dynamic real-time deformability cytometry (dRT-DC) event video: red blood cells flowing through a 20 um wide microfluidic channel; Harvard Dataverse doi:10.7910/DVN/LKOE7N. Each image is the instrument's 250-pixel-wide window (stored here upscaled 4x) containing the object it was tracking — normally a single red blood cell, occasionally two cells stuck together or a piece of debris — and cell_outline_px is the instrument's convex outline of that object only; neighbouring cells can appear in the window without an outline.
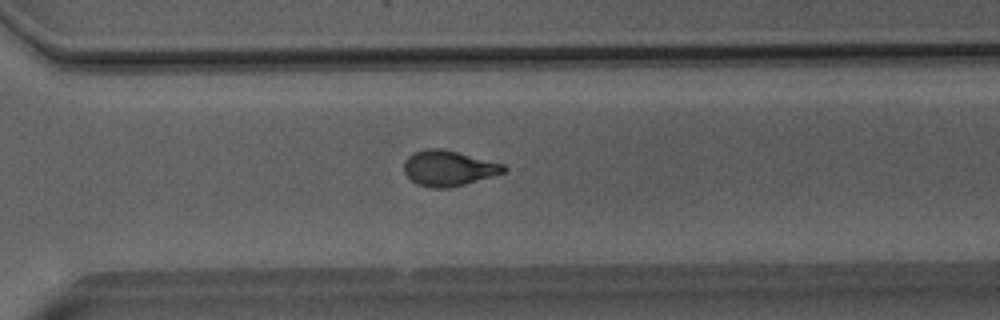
{"species": "Egyptian fruit bat (a non-hibernating species)", "species_latin": "Rousettus aegyptiacus", "temperature_condition": "room temperature", "stored_images_in_passage": 45, "camera_frame_rate_fps": 3000, "um_per_image_px": 0.085, "animal": {"sex": "male"}, "frame": {"image": 1, "passage_image": 37, "time_ms": 12.0, "image_size_px": [1000, 320], "cell_outline_px": [[508, 168], [504, 172], [464, 184], [448, 188], [432, 188], [416, 184], [404, 172], [404, 160], [412, 152], [428, 148], [440, 148], [504, 164]], "centroid_in_image_um": [38.08, 14.29], "position_along_channel_um": 332.5, "area_um2": 20.4}}
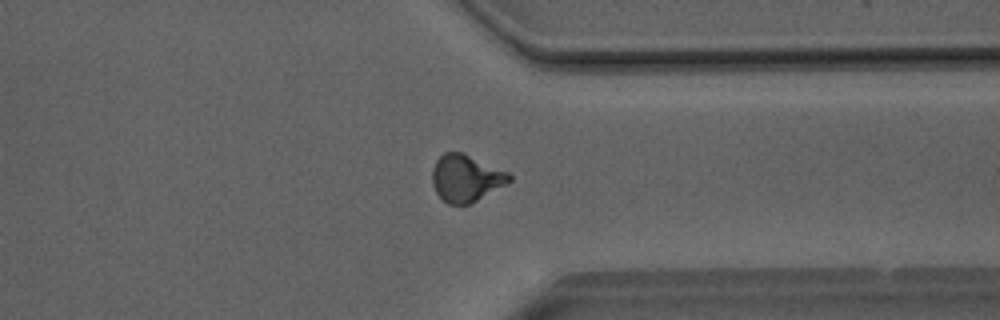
{"frame": {"image": 2, "passage_image": 40, "time_ms": 13.0, "image_size_px": [1000, 320], "cell_outline_px": [[512, 180], [508, 184], [468, 204], [448, 204], [436, 192], [432, 184], [432, 168], [436, 160], [444, 152], [464, 152], [508, 172], [512, 176]], "centroid_in_image_um": [39.61, 15.12], "position_along_channel_um": 371.8, "area_um2": 21.15}}